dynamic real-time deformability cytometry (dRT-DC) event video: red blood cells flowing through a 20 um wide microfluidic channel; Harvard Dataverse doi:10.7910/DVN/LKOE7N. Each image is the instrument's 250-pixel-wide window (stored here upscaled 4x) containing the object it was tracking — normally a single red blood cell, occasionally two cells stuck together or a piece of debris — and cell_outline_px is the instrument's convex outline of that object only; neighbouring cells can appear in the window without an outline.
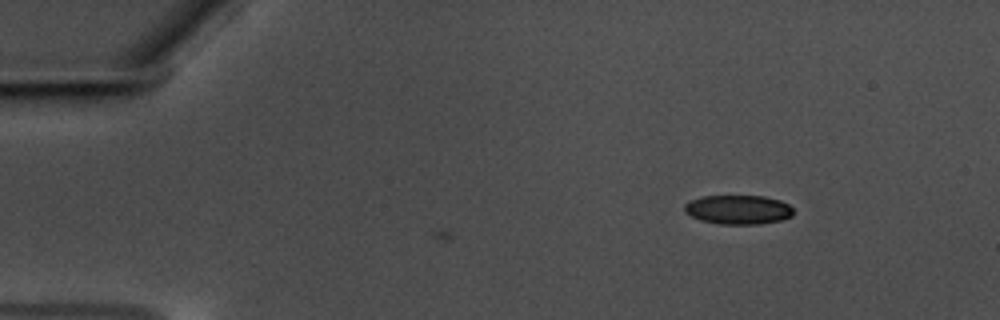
{"species": "common noctule bat (a hibernating species)", "species_latin": "Nyctalus noctula", "temperature_condition": "warm", "stored_images_in_passage": 3, "camera_frame_rate_fps": 3000, "um_per_image_px": 0.085, "animal": {"sex": "male", "body_mass_g": 17.5, "forearm_length_mm": 52.3}, "frame": {"image": 1, "passage_image": 3, "time_ms": 0.667, "image_size_px": [1000, 320], "cell_outline_px": [[792, 216], [784, 220], [760, 224], [720, 224], [700, 220], [684, 212], [684, 204], [692, 200], [704, 196], [764, 196], [780, 200], [788, 204], [792, 208]], "centroid_in_image_um": [62.76, 17.82], "position_along_channel_um": 22.2, "area_um2": 18.55}}